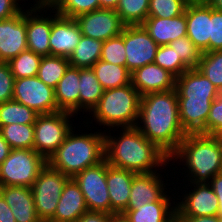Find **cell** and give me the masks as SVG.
I'll list each match as a JSON object with an SVG mask.
<instances>
[{
  "instance_id": "cell-47",
  "label": "cell",
  "mask_w": 222,
  "mask_h": 222,
  "mask_svg": "<svg viewBox=\"0 0 222 222\" xmlns=\"http://www.w3.org/2000/svg\"><path fill=\"white\" fill-rule=\"evenodd\" d=\"M219 200L218 216L222 218V173L217 174L208 182Z\"/></svg>"
},
{
  "instance_id": "cell-15",
  "label": "cell",
  "mask_w": 222,
  "mask_h": 222,
  "mask_svg": "<svg viewBox=\"0 0 222 222\" xmlns=\"http://www.w3.org/2000/svg\"><path fill=\"white\" fill-rule=\"evenodd\" d=\"M83 36L106 41L121 34L126 26L114 9L100 8L74 18Z\"/></svg>"
},
{
  "instance_id": "cell-3",
  "label": "cell",
  "mask_w": 222,
  "mask_h": 222,
  "mask_svg": "<svg viewBox=\"0 0 222 222\" xmlns=\"http://www.w3.org/2000/svg\"><path fill=\"white\" fill-rule=\"evenodd\" d=\"M169 161L173 180L177 178L175 181H182L181 183L209 182L222 173V145L218 136L187 133L177 150L169 157Z\"/></svg>"
},
{
  "instance_id": "cell-43",
  "label": "cell",
  "mask_w": 222,
  "mask_h": 222,
  "mask_svg": "<svg viewBox=\"0 0 222 222\" xmlns=\"http://www.w3.org/2000/svg\"><path fill=\"white\" fill-rule=\"evenodd\" d=\"M14 81L8 62H0V104L13 100Z\"/></svg>"
},
{
  "instance_id": "cell-7",
  "label": "cell",
  "mask_w": 222,
  "mask_h": 222,
  "mask_svg": "<svg viewBox=\"0 0 222 222\" xmlns=\"http://www.w3.org/2000/svg\"><path fill=\"white\" fill-rule=\"evenodd\" d=\"M47 160L34 149H11L0 165V187L25 186L31 188Z\"/></svg>"
},
{
  "instance_id": "cell-40",
  "label": "cell",
  "mask_w": 222,
  "mask_h": 222,
  "mask_svg": "<svg viewBox=\"0 0 222 222\" xmlns=\"http://www.w3.org/2000/svg\"><path fill=\"white\" fill-rule=\"evenodd\" d=\"M174 49L177 56L189 68H196L201 59L202 52L187 37H181L168 44Z\"/></svg>"
},
{
  "instance_id": "cell-29",
  "label": "cell",
  "mask_w": 222,
  "mask_h": 222,
  "mask_svg": "<svg viewBox=\"0 0 222 222\" xmlns=\"http://www.w3.org/2000/svg\"><path fill=\"white\" fill-rule=\"evenodd\" d=\"M92 70L104 90L131 84V72L126 66L98 60Z\"/></svg>"
},
{
  "instance_id": "cell-30",
  "label": "cell",
  "mask_w": 222,
  "mask_h": 222,
  "mask_svg": "<svg viewBox=\"0 0 222 222\" xmlns=\"http://www.w3.org/2000/svg\"><path fill=\"white\" fill-rule=\"evenodd\" d=\"M103 43L104 41L82 35L75 50L68 58L70 66L92 68L100 60Z\"/></svg>"
},
{
  "instance_id": "cell-26",
  "label": "cell",
  "mask_w": 222,
  "mask_h": 222,
  "mask_svg": "<svg viewBox=\"0 0 222 222\" xmlns=\"http://www.w3.org/2000/svg\"><path fill=\"white\" fill-rule=\"evenodd\" d=\"M87 211L86 201L79 185L70 178L63 187L56 212L51 220L76 222Z\"/></svg>"
},
{
  "instance_id": "cell-33",
  "label": "cell",
  "mask_w": 222,
  "mask_h": 222,
  "mask_svg": "<svg viewBox=\"0 0 222 222\" xmlns=\"http://www.w3.org/2000/svg\"><path fill=\"white\" fill-rule=\"evenodd\" d=\"M0 132L11 149H34V125H5Z\"/></svg>"
},
{
  "instance_id": "cell-57",
  "label": "cell",
  "mask_w": 222,
  "mask_h": 222,
  "mask_svg": "<svg viewBox=\"0 0 222 222\" xmlns=\"http://www.w3.org/2000/svg\"><path fill=\"white\" fill-rule=\"evenodd\" d=\"M172 222H180V221H178V220L175 218Z\"/></svg>"
},
{
  "instance_id": "cell-5",
  "label": "cell",
  "mask_w": 222,
  "mask_h": 222,
  "mask_svg": "<svg viewBox=\"0 0 222 222\" xmlns=\"http://www.w3.org/2000/svg\"><path fill=\"white\" fill-rule=\"evenodd\" d=\"M140 101L141 95L132 83L104 90L98 104L87 117L82 119V122L91 127L98 125L95 127L96 129L103 126L104 131L113 128L136 127L139 119Z\"/></svg>"
},
{
  "instance_id": "cell-51",
  "label": "cell",
  "mask_w": 222,
  "mask_h": 222,
  "mask_svg": "<svg viewBox=\"0 0 222 222\" xmlns=\"http://www.w3.org/2000/svg\"><path fill=\"white\" fill-rule=\"evenodd\" d=\"M120 0H100V7L106 9H117Z\"/></svg>"
},
{
  "instance_id": "cell-49",
  "label": "cell",
  "mask_w": 222,
  "mask_h": 222,
  "mask_svg": "<svg viewBox=\"0 0 222 222\" xmlns=\"http://www.w3.org/2000/svg\"><path fill=\"white\" fill-rule=\"evenodd\" d=\"M176 219L180 222H221V218L218 215L214 216H176Z\"/></svg>"
},
{
  "instance_id": "cell-42",
  "label": "cell",
  "mask_w": 222,
  "mask_h": 222,
  "mask_svg": "<svg viewBox=\"0 0 222 222\" xmlns=\"http://www.w3.org/2000/svg\"><path fill=\"white\" fill-rule=\"evenodd\" d=\"M205 134L214 136L222 134V91L212 102L205 125Z\"/></svg>"
},
{
  "instance_id": "cell-48",
  "label": "cell",
  "mask_w": 222,
  "mask_h": 222,
  "mask_svg": "<svg viewBox=\"0 0 222 222\" xmlns=\"http://www.w3.org/2000/svg\"><path fill=\"white\" fill-rule=\"evenodd\" d=\"M0 222H16L12 210L0 194Z\"/></svg>"
},
{
  "instance_id": "cell-56",
  "label": "cell",
  "mask_w": 222,
  "mask_h": 222,
  "mask_svg": "<svg viewBox=\"0 0 222 222\" xmlns=\"http://www.w3.org/2000/svg\"><path fill=\"white\" fill-rule=\"evenodd\" d=\"M40 1L48 3L50 0H40Z\"/></svg>"
},
{
  "instance_id": "cell-41",
  "label": "cell",
  "mask_w": 222,
  "mask_h": 222,
  "mask_svg": "<svg viewBox=\"0 0 222 222\" xmlns=\"http://www.w3.org/2000/svg\"><path fill=\"white\" fill-rule=\"evenodd\" d=\"M126 51L121 35L110 38L103 43L100 60L111 64L126 66Z\"/></svg>"
},
{
  "instance_id": "cell-28",
  "label": "cell",
  "mask_w": 222,
  "mask_h": 222,
  "mask_svg": "<svg viewBox=\"0 0 222 222\" xmlns=\"http://www.w3.org/2000/svg\"><path fill=\"white\" fill-rule=\"evenodd\" d=\"M79 80V119H84L98 104L104 89L92 68H79Z\"/></svg>"
},
{
  "instance_id": "cell-37",
  "label": "cell",
  "mask_w": 222,
  "mask_h": 222,
  "mask_svg": "<svg viewBox=\"0 0 222 222\" xmlns=\"http://www.w3.org/2000/svg\"><path fill=\"white\" fill-rule=\"evenodd\" d=\"M48 3L59 15L70 18L101 8L100 0H50Z\"/></svg>"
},
{
  "instance_id": "cell-22",
  "label": "cell",
  "mask_w": 222,
  "mask_h": 222,
  "mask_svg": "<svg viewBox=\"0 0 222 222\" xmlns=\"http://www.w3.org/2000/svg\"><path fill=\"white\" fill-rule=\"evenodd\" d=\"M0 194L12 210L16 222H40L31 188L25 186H2Z\"/></svg>"
},
{
  "instance_id": "cell-11",
  "label": "cell",
  "mask_w": 222,
  "mask_h": 222,
  "mask_svg": "<svg viewBox=\"0 0 222 222\" xmlns=\"http://www.w3.org/2000/svg\"><path fill=\"white\" fill-rule=\"evenodd\" d=\"M107 161L88 167L78 173L73 180L79 185L88 211L110 214L109 190L106 183Z\"/></svg>"
},
{
  "instance_id": "cell-8",
  "label": "cell",
  "mask_w": 222,
  "mask_h": 222,
  "mask_svg": "<svg viewBox=\"0 0 222 222\" xmlns=\"http://www.w3.org/2000/svg\"><path fill=\"white\" fill-rule=\"evenodd\" d=\"M173 183L175 194L177 193L175 195L177 196L175 198L176 216L196 217L218 215L219 200L208 182L182 184L174 181Z\"/></svg>"
},
{
  "instance_id": "cell-21",
  "label": "cell",
  "mask_w": 222,
  "mask_h": 222,
  "mask_svg": "<svg viewBox=\"0 0 222 222\" xmlns=\"http://www.w3.org/2000/svg\"><path fill=\"white\" fill-rule=\"evenodd\" d=\"M172 188L160 201L147 203L139 209H126L122 214L131 222H172L176 218V194Z\"/></svg>"
},
{
  "instance_id": "cell-6",
  "label": "cell",
  "mask_w": 222,
  "mask_h": 222,
  "mask_svg": "<svg viewBox=\"0 0 222 222\" xmlns=\"http://www.w3.org/2000/svg\"><path fill=\"white\" fill-rule=\"evenodd\" d=\"M77 118L64 111L38 115L34 124V150L48 160L64 142L74 124L77 125L74 120H81Z\"/></svg>"
},
{
  "instance_id": "cell-12",
  "label": "cell",
  "mask_w": 222,
  "mask_h": 222,
  "mask_svg": "<svg viewBox=\"0 0 222 222\" xmlns=\"http://www.w3.org/2000/svg\"><path fill=\"white\" fill-rule=\"evenodd\" d=\"M171 169L169 163L164 170L153 173L136 174L131 185L127 209H139L147 203L160 201L170 190H173L169 186H173L174 181L173 179H168L171 176L173 177V175H171L173 173L170 172L172 171ZM166 170L169 171L170 174H168L169 172ZM168 181L171 183H168Z\"/></svg>"
},
{
  "instance_id": "cell-45",
  "label": "cell",
  "mask_w": 222,
  "mask_h": 222,
  "mask_svg": "<svg viewBox=\"0 0 222 222\" xmlns=\"http://www.w3.org/2000/svg\"><path fill=\"white\" fill-rule=\"evenodd\" d=\"M25 1L28 0H0V21L18 14L26 7Z\"/></svg>"
},
{
  "instance_id": "cell-52",
  "label": "cell",
  "mask_w": 222,
  "mask_h": 222,
  "mask_svg": "<svg viewBox=\"0 0 222 222\" xmlns=\"http://www.w3.org/2000/svg\"><path fill=\"white\" fill-rule=\"evenodd\" d=\"M109 222H131L124 214H112Z\"/></svg>"
},
{
  "instance_id": "cell-16",
  "label": "cell",
  "mask_w": 222,
  "mask_h": 222,
  "mask_svg": "<svg viewBox=\"0 0 222 222\" xmlns=\"http://www.w3.org/2000/svg\"><path fill=\"white\" fill-rule=\"evenodd\" d=\"M27 49L24 7L18 14L0 21V62H9Z\"/></svg>"
},
{
  "instance_id": "cell-10",
  "label": "cell",
  "mask_w": 222,
  "mask_h": 222,
  "mask_svg": "<svg viewBox=\"0 0 222 222\" xmlns=\"http://www.w3.org/2000/svg\"><path fill=\"white\" fill-rule=\"evenodd\" d=\"M29 2L28 6L26 5L27 48L37 55L45 57L50 55L52 6L40 0H30Z\"/></svg>"
},
{
  "instance_id": "cell-17",
  "label": "cell",
  "mask_w": 222,
  "mask_h": 222,
  "mask_svg": "<svg viewBox=\"0 0 222 222\" xmlns=\"http://www.w3.org/2000/svg\"><path fill=\"white\" fill-rule=\"evenodd\" d=\"M82 33L74 18L64 17L52 7V29L50 33V55L69 58L78 45Z\"/></svg>"
},
{
  "instance_id": "cell-38",
  "label": "cell",
  "mask_w": 222,
  "mask_h": 222,
  "mask_svg": "<svg viewBox=\"0 0 222 222\" xmlns=\"http://www.w3.org/2000/svg\"><path fill=\"white\" fill-rule=\"evenodd\" d=\"M190 0H150L148 17L173 18L185 13Z\"/></svg>"
},
{
  "instance_id": "cell-19",
  "label": "cell",
  "mask_w": 222,
  "mask_h": 222,
  "mask_svg": "<svg viewBox=\"0 0 222 222\" xmlns=\"http://www.w3.org/2000/svg\"><path fill=\"white\" fill-rule=\"evenodd\" d=\"M131 83L141 96L175 89L176 77L156 63L144 65L131 73Z\"/></svg>"
},
{
  "instance_id": "cell-20",
  "label": "cell",
  "mask_w": 222,
  "mask_h": 222,
  "mask_svg": "<svg viewBox=\"0 0 222 222\" xmlns=\"http://www.w3.org/2000/svg\"><path fill=\"white\" fill-rule=\"evenodd\" d=\"M136 174L107 163L106 183L109 190L110 214H121L127 209L131 185Z\"/></svg>"
},
{
  "instance_id": "cell-36",
  "label": "cell",
  "mask_w": 222,
  "mask_h": 222,
  "mask_svg": "<svg viewBox=\"0 0 222 222\" xmlns=\"http://www.w3.org/2000/svg\"><path fill=\"white\" fill-rule=\"evenodd\" d=\"M196 69L222 91V50L202 53Z\"/></svg>"
},
{
  "instance_id": "cell-23",
  "label": "cell",
  "mask_w": 222,
  "mask_h": 222,
  "mask_svg": "<svg viewBox=\"0 0 222 222\" xmlns=\"http://www.w3.org/2000/svg\"><path fill=\"white\" fill-rule=\"evenodd\" d=\"M150 37L159 45H168L187 36L185 13L173 18L147 17L141 24Z\"/></svg>"
},
{
  "instance_id": "cell-44",
  "label": "cell",
  "mask_w": 222,
  "mask_h": 222,
  "mask_svg": "<svg viewBox=\"0 0 222 222\" xmlns=\"http://www.w3.org/2000/svg\"><path fill=\"white\" fill-rule=\"evenodd\" d=\"M222 50V11L211 7L210 52Z\"/></svg>"
},
{
  "instance_id": "cell-1",
  "label": "cell",
  "mask_w": 222,
  "mask_h": 222,
  "mask_svg": "<svg viewBox=\"0 0 222 222\" xmlns=\"http://www.w3.org/2000/svg\"><path fill=\"white\" fill-rule=\"evenodd\" d=\"M136 128L170 157L187 135L179 120L176 89L141 96Z\"/></svg>"
},
{
  "instance_id": "cell-32",
  "label": "cell",
  "mask_w": 222,
  "mask_h": 222,
  "mask_svg": "<svg viewBox=\"0 0 222 222\" xmlns=\"http://www.w3.org/2000/svg\"><path fill=\"white\" fill-rule=\"evenodd\" d=\"M37 114L33 109L14 100L0 104V128L10 124L34 125Z\"/></svg>"
},
{
  "instance_id": "cell-54",
  "label": "cell",
  "mask_w": 222,
  "mask_h": 222,
  "mask_svg": "<svg viewBox=\"0 0 222 222\" xmlns=\"http://www.w3.org/2000/svg\"><path fill=\"white\" fill-rule=\"evenodd\" d=\"M40 222H57V221H54V220H41Z\"/></svg>"
},
{
  "instance_id": "cell-55",
  "label": "cell",
  "mask_w": 222,
  "mask_h": 222,
  "mask_svg": "<svg viewBox=\"0 0 222 222\" xmlns=\"http://www.w3.org/2000/svg\"><path fill=\"white\" fill-rule=\"evenodd\" d=\"M218 138H219L220 143H221V145H222V134H219V135H218Z\"/></svg>"
},
{
  "instance_id": "cell-13",
  "label": "cell",
  "mask_w": 222,
  "mask_h": 222,
  "mask_svg": "<svg viewBox=\"0 0 222 222\" xmlns=\"http://www.w3.org/2000/svg\"><path fill=\"white\" fill-rule=\"evenodd\" d=\"M13 100L33 109L39 115L59 112L55 89L37 76L15 79Z\"/></svg>"
},
{
  "instance_id": "cell-53",
  "label": "cell",
  "mask_w": 222,
  "mask_h": 222,
  "mask_svg": "<svg viewBox=\"0 0 222 222\" xmlns=\"http://www.w3.org/2000/svg\"><path fill=\"white\" fill-rule=\"evenodd\" d=\"M210 7L222 11V0H204Z\"/></svg>"
},
{
  "instance_id": "cell-31",
  "label": "cell",
  "mask_w": 222,
  "mask_h": 222,
  "mask_svg": "<svg viewBox=\"0 0 222 222\" xmlns=\"http://www.w3.org/2000/svg\"><path fill=\"white\" fill-rule=\"evenodd\" d=\"M69 66L70 63L67 57L55 55L42 57L37 77L46 85L55 89Z\"/></svg>"
},
{
  "instance_id": "cell-18",
  "label": "cell",
  "mask_w": 222,
  "mask_h": 222,
  "mask_svg": "<svg viewBox=\"0 0 222 222\" xmlns=\"http://www.w3.org/2000/svg\"><path fill=\"white\" fill-rule=\"evenodd\" d=\"M211 7L205 1H190L186 7L187 37L202 52H210Z\"/></svg>"
},
{
  "instance_id": "cell-46",
  "label": "cell",
  "mask_w": 222,
  "mask_h": 222,
  "mask_svg": "<svg viewBox=\"0 0 222 222\" xmlns=\"http://www.w3.org/2000/svg\"><path fill=\"white\" fill-rule=\"evenodd\" d=\"M111 215L105 212L87 211L76 222H109Z\"/></svg>"
},
{
  "instance_id": "cell-27",
  "label": "cell",
  "mask_w": 222,
  "mask_h": 222,
  "mask_svg": "<svg viewBox=\"0 0 222 222\" xmlns=\"http://www.w3.org/2000/svg\"><path fill=\"white\" fill-rule=\"evenodd\" d=\"M79 68L69 66L55 88L59 111L79 115Z\"/></svg>"
},
{
  "instance_id": "cell-39",
  "label": "cell",
  "mask_w": 222,
  "mask_h": 222,
  "mask_svg": "<svg viewBox=\"0 0 222 222\" xmlns=\"http://www.w3.org/2000/svg\"><path fill=\"white\" fill-rule=\"evenodd\" d=\"M154 63L169 71L176 78L189 70V68L181 61L180 56H177L174 49L169 45L158 47Z\"/></svg>"
},
{
  "instance_id": "cell-25",
  "label": "cell",
  "mask_w": 222,
  "mask_h": 222,
  "mask_svg": "<svg viewBox=\"0 0 222 222\" xmlns=\"http://www.w3.org/2000/svg\"><path fill=\"white\" fill-rule=\"evenodd\" d=\"M177 98L215 99L220 91L196 68L185 71L176 78Z\"/></svg>"
},
{
  "instance_id": "cell-2",
  "label": "cell",
  "mask_w": 222,
  "mask_h": 222,
  "mask_svg": "<svg viewBox=\"0 0 222 222\" xmlns=\"http://www.w3.org/2000/svg\"><path fill=\"white\" fill-rule=\"evenodd\" d=\"M104 147L109 165L137 174L157 172L170 163L169 156L136 127L104 131Z\"/></svg>"
},
{
  "instance_id": "cell-4",
  "label": "cell",
  "mask_w": 222,
  "mask_h": 222,
  "mask_svg": "<svg viewBox=\"0 0 222 222\" xmlns=\"http://www.w3.org/2000/svg\"><path fill=\"white\" fill-rule=\"evenodd\" d=\"M81 122L82 120L77 123L78 126L72 128L64 142L47 160L50 167L69 178H74L84 169L95 166L105 159L104 131L102 128L96 129L95 126L91 127Z\"/></svg>"
},
{
  "instance_id": "cell-14",
  "label": "cell",
  "mask_w": 222,
  "mask_h": 222,
  "mask_svg": "<svg viewBox=\"0 0 222 222\" xmlns=\"http://www.w3.org/2000/svg\"><path fill=\"white\" fill-rule=\"evenodd\" d=\"M120 35L124 39L126 68L131 73L144 65L154 63L159 45L142 25H126Z\"/></svg>"
},
{
  "instance_id": "cell-24",
  "label": "cell",
  "mask_w": 222,
  "mask_h": 222,
  "mask_svg": "<svg viewBox=\"0 0 222 222\" xmlns=\"http://www.w3.org/2000/svg\"><path fill=\"white\" fill-rule=\"evenodd\" d=\"M177 99L179 120L184 131L205 134V125L214 99Z\"/></svg>"
},
{
  "instance_id": "cell-50",
  "label": "cell",
  "mask_w": 222,
  "mask_h": 222,
  "mask_svg": "<svg viewBox=\"0 0 222 222\" xmlns=\"http://www.w3.org/2000/svg\"><path fill=\"white\" fill-rule=\"evenodd\" d=\"M11 151V147L8 144V142L3 138L1 132H0V165L3 163V161L8 157L9 153Z\"/></svg>"
},
{
  "instance_id": "cell-9",
  "label": "cell",
  "mask_w": 222,
  "mask_h": 222,
  "mask_svg": "<svg viewBox=\"0 0 222 222\" xmlns=\"http://www.w3.org/2000/svg\"><path fill=\"white\" fill-rule=\"evenodd\" d=\"M70 178L48 164L40 171L31 186L37 215L41 220H51L56 212L63 187Z\"/></svg>"
},
{
  "instance_id": "cell-35",
  "label": "cell",
  "mask_w": 222,
  "mask_h": 222,
  "mask_svg": "<svg viewBox=\"0 0 222 222\" xmlns=\"http://www.w3.org/2000/svg\"><path fill=\"white\" fill-rule=\"evenodd\" d=\"M42 57L31 50L22 51L8 64L15 79L37 76Z\"/></svg>"
},
{
  "instance_id": "cell-34",
  "label": "cell",
  "mask_w": 222,
  "mask_h": 222,
  "mask_svg": "<svg viewBox=\"0 0 222 222\" xmlns=\"http://www.w3.org/2000/svg\"><path fill=\"white\" fill-rule=\"evenodd\" d=\"M150 0H120L116 12L125 25H141L148 17Z\"/></svg>"
}]
</instances>
